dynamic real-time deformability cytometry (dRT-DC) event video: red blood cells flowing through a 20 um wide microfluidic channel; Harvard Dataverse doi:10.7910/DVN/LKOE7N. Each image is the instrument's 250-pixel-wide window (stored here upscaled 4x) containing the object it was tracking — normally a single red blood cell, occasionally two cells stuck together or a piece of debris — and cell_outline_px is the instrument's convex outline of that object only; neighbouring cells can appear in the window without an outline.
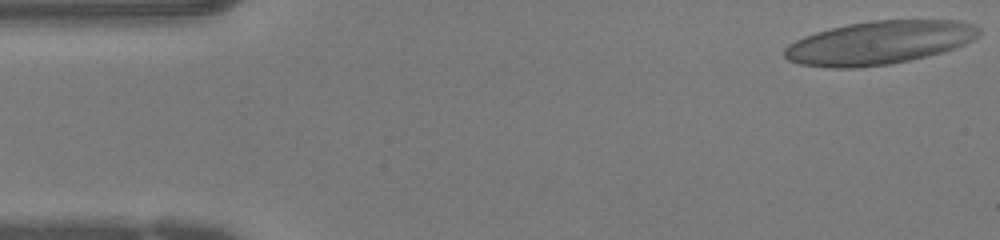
{"species": "human", "species_latin": "Homo sapiens", "temperature_condition": "warm", "stored_images_in_passage": 45, "camera_frame_rate_fps": 3000, "um_per_image_px": 0.085, "donor": {"sex": "female"}, "frame": {"image": 1, "passage_image": 1, "time_ms": 0.0, "image_size_px": [1000, 240], "cell_outline_px": [[980, 32], [972, 40], [956, 48], [908, 60], [888, 64], [852, 68], [836, 68], [800, 64], [788, 60], [784, 56], [784, 48], [788, 44], [804, 36], [816, 32], [832, 28], [872, 20], [952, 20], [972, 24], [980, 28]], "centroid_in_image_um": [74.71, 3.63], "position_along_channel_um": 10.3, "area_um2": 48.55}}
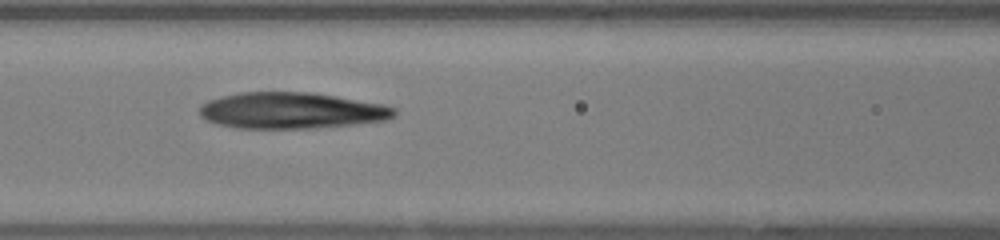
{"frame": {"image": 2, "passage_image": 18, "time_ms": 5.667, "image_size_px": [1000, 240], "cell_outline_px": [[396, 116], [388, 120], [356, 124], [308, 128], [236, 128], [216, 124], [200, 116], [200, 104], [208, 100], [224, 96], [244, 92], [312, 92], [384, 104], [396, 108]], "centroid_in_image_um": [24.8, 9.4], "position_along_channel_um": 141.8, "area_um2": 41.21}}
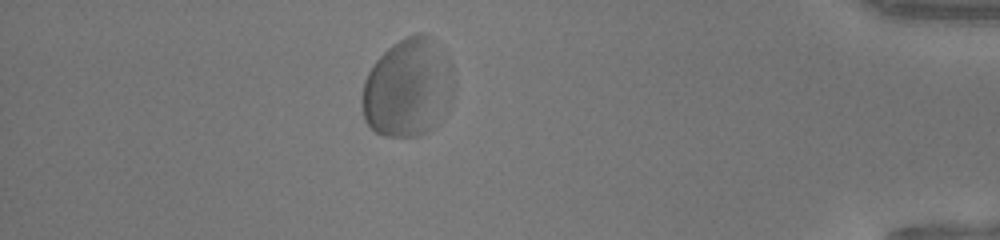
{"frame": {"image": 3, "passage_image": 39, "time_ms": 12.667, "image_size_px": [1000, 240], "cell_outline_px": [[452, 96], [448, 108], [440, 124], [428, 132], [420, 136], [384, 136], [376, 132], [364, 120], [360, 104], [364, 80], [368, 72], [376, 60], [392, 44], [416, 32], [420, 32], [432, 36], [448, 56], [452, 64]], "centroid_in_image_um": [34.69, 7.47], "position_along_channel_um": 400.5, "area_um2": 53.58}}